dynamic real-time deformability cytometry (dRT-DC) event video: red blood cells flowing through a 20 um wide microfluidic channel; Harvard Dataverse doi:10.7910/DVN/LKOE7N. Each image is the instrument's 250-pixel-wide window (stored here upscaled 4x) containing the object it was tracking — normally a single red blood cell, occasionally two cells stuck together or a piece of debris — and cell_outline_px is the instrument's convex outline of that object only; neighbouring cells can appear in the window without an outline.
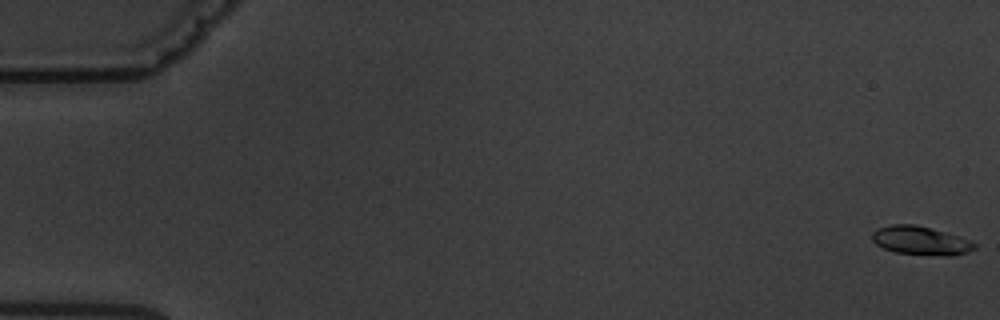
{"species": "common noctule bat (a hibernating species)", "species_latin": "Nyctalus noctula", "temperature_condition": "warm", "stored_images_in_passage": 6, "camera_frame_rate_fps": 3000, "um_per_image_px": 0.085, "animal": {"sex": "male", "body_mass_g": 19.5, "forearm_length_mm": 54.6}, "frame": {"image": 1, "passage_image": 1, "time_ms": 0.0, "image_size_px": [1000, 320], "cell_outline_px": [[976, 248], [968, 252], [952, 256], [948, 256], [896, 252], [884, 248], [876, 244], [872, 240], [872, 232], [880, 228], [892, 224], [916, 224], [944, 232], [968, 240], [976, 244]], "centroid_in_image_um": [78.24, 20.45], "position_along_channel_um": 6.8, "area_um2": 16.76}}
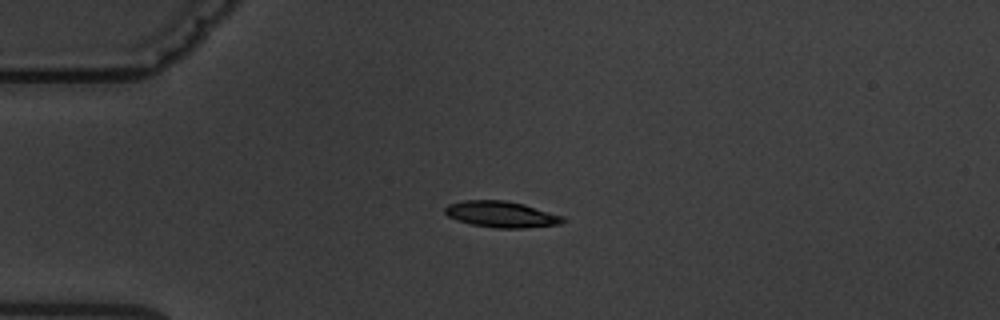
{"frame": {"image": 2, "passage_image": 4, "time_ms": 4.667, "image_size_px": [1000, 320], "cell_outline_px": [[568, 220], [560, 224], [524, 228], [496, 228], [472, 224], [456, 220], [448, 216], [444, 212], [444, 208], [448, 204], [464, 200], [504, 200], [524, 204], [564, 216]], "centroid_in_image_um": [42.63, 18.21], "position_along_channel_um": 42.4, "area_um2": 18.09}}
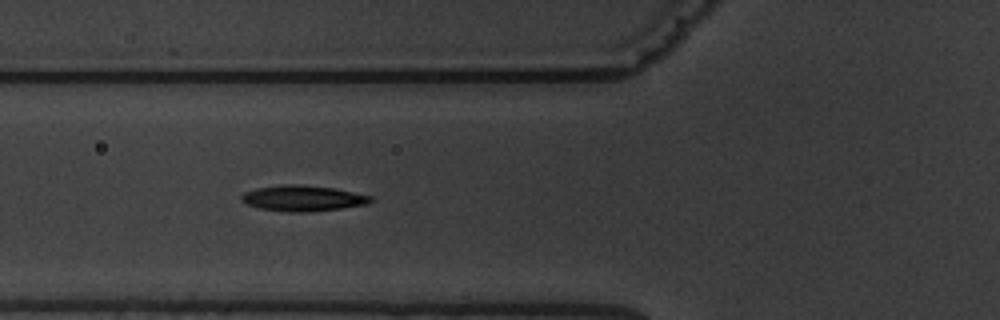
{"frame": {"image": 3, "passage_image": 6, "time_ms": 7.0, "image_size_px": [1000, 320], "cell_outline_px": [[372, 200], [368, 204], [340, 208], [308, 212], [288, 212], [260, 208], [248, 204], [240, 200], [240, 196], [244, 192], [256, 188], [284, 184], [304, 184], [332, 188], [372, 196]], "centroid_in_image_um": [25.71, 16.84], "position_along_channel_um": 100.1, "area_um2": 19.31}}